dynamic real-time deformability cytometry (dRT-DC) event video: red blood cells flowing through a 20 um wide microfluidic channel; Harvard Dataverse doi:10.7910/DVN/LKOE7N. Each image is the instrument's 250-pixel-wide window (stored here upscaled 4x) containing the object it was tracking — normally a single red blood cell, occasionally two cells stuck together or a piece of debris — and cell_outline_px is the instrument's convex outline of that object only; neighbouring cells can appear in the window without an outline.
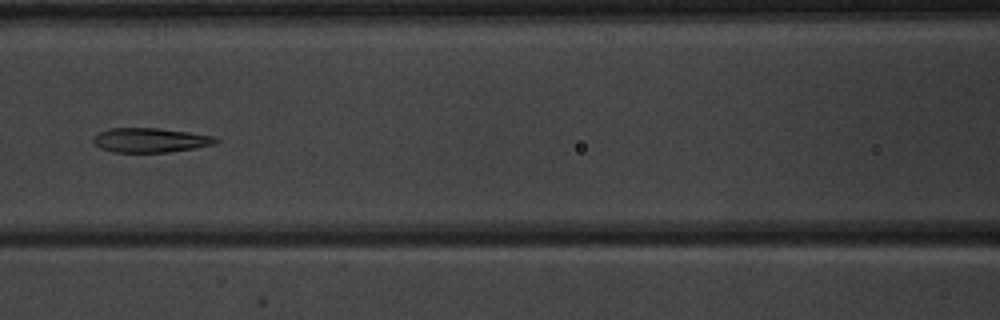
{"species": "common noctule bat (a hibernating species)", "species_latin": "Nyctalus noctula", "temperature_condition": "warm", "stored_images_in_passage": 6, "camera_frame_rate_fps": 3000, "um_per_image_px": 0.085, "animal": {"sex": "male", "body_mass_g": 20.1, "forearm_length_mm": 53.5}, "frame": {"image": 1, "passage_image": 6, "time_ms": 5.667, "image_size_px": [1000, 320], "cell_outline_px": [[220, 140], [216, 144], [196, 148], [168, 152], [112, 152], [100, 148], [92, 140], [100, 132], [112, 128], [156, 128], [188, 132], [216, 136]], "centroid_in_image_um": [12.84, 11.92], "position_along_channel_um": 153.8, "area_um2": 17.4}}